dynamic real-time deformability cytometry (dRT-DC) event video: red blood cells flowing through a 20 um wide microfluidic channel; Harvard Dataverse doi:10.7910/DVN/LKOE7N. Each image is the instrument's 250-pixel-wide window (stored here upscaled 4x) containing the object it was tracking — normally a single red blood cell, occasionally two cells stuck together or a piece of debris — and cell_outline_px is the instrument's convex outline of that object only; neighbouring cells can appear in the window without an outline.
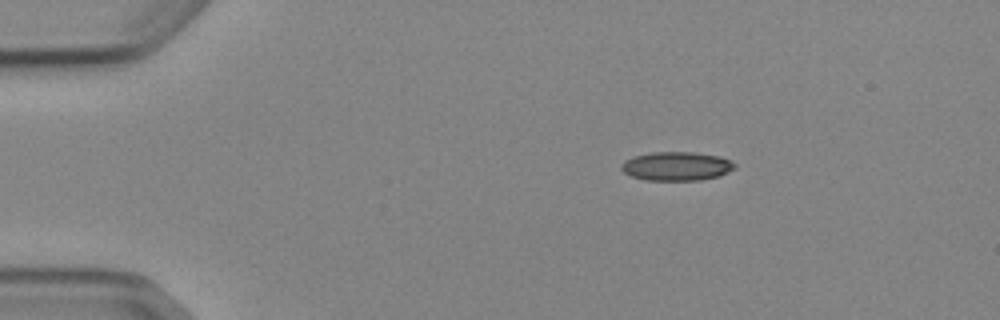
{"species": "Egyptian fruit bat (a non-hibernating species)", "species_latin": "Rousettus aegyptiacus", "temperature_condition": "cold", "stored_images_in_passage": 3, "camera_frame_rate_fps": 3000, "um_per_image_px": 0.085, "animal": {"sex": "female"}, "frame": {"image": 1, "passage_image": 1, "time_ms": 0.0, "image_size_px": [1000, 320], "cell_outline_px": [[736, 168], [720, 176], [700, 180], [644, 180], [632, 176], [624, 172], [620, 168], [620, 164], [624, 160], [636, 156], [652, 152], [692, 152], [720, 156], [736, 164]], "centroid_in_image_um": [57.51, 14.13], "position_along_channel_um": 27.5, "area_um2": 19.07}}